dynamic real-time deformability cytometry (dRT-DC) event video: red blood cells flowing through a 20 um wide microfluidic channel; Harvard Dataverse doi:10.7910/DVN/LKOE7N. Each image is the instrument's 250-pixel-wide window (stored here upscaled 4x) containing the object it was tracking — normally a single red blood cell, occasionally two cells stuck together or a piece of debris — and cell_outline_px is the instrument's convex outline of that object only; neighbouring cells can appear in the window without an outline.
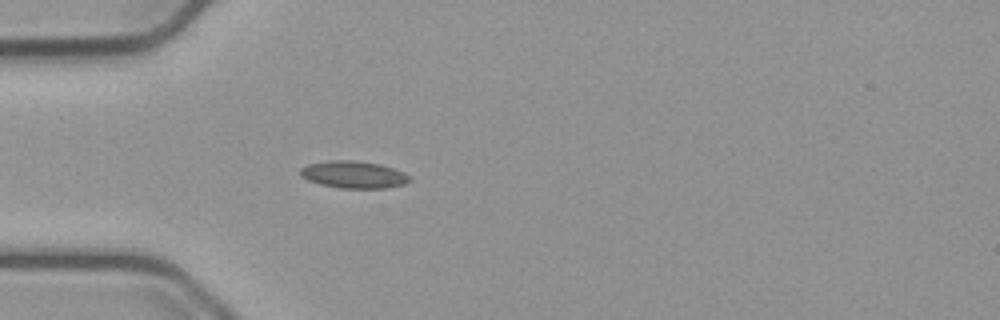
{"species": "common noctule bat (a hibernating species)", "species_latin": "Nyctalus noctula", "temperature_condition": "cold", "stored_images_in_passage": 27, "camera_frame_rate_fps": 3000, "um_per_image_px": 0.085, "animal": {"sex": "male", "body_mass_g": 23.1, "forearm_length_mm": 52.7}, "frame": {"image": 1, "passage_image": 7, "time_ms": 2.0, "image_size_px": [1000, 320], "cell_outline_px": [[412, 180], [404, 184], [388, 188], [340, 188], [320, 184], [308, 180], [300, 176], [300, 168], [308, 164], [328, 160], [352, 160], [380, 164], [404, 172], [412, 176]], "centroid_in_image_um": [30.08, 14.84], "position_along_channel_um": 54.9, "area_um2": 17.46}}
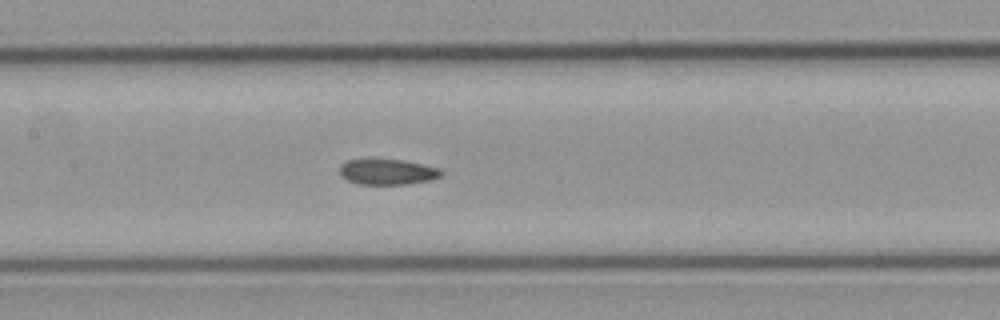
{"frame": {"image": 2, "passage_image": 17, "time_ms": 5.333, "image_size_px": [1000, 320], "cell_outline_px": [[444, 172], [440, 176], [432, 180], [408, 184], [356, 184], [340, 176], [340, 164], [348, 160], [404, 160], [440, 168]], "centroid_in_image_um": [32.95, 14.62], "position_along_channel_um": 174.4, "area_um2": 15.14}}
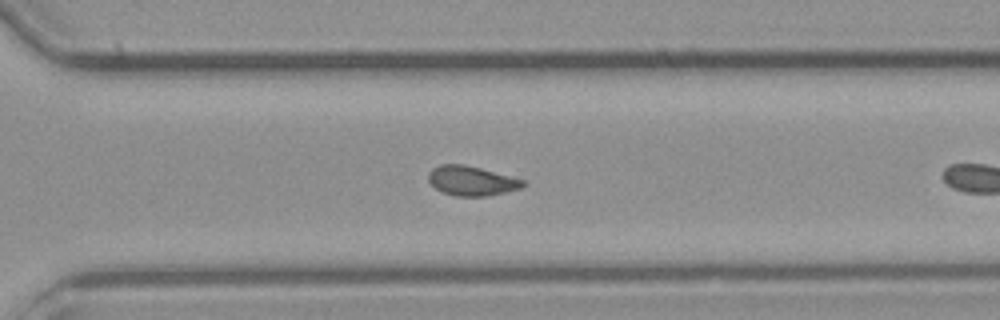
{"frame": {"image": 3, "passage_image": 26, "time_ms": 8.333, "image_size_px": [1000, 320], "cell_outline_px": [[528, 184], [520, 188], [488, 196], [456, 196], [444, 192], [436, 188], [428, 180], [428, 172], [432, 168], [440, 164], [464, 164], [480, 168], [524, 180]], "centroid_in_image_um": [40.07, 15.36], "position_along_channel_um": 330.5, "area_um2": 16.18}}